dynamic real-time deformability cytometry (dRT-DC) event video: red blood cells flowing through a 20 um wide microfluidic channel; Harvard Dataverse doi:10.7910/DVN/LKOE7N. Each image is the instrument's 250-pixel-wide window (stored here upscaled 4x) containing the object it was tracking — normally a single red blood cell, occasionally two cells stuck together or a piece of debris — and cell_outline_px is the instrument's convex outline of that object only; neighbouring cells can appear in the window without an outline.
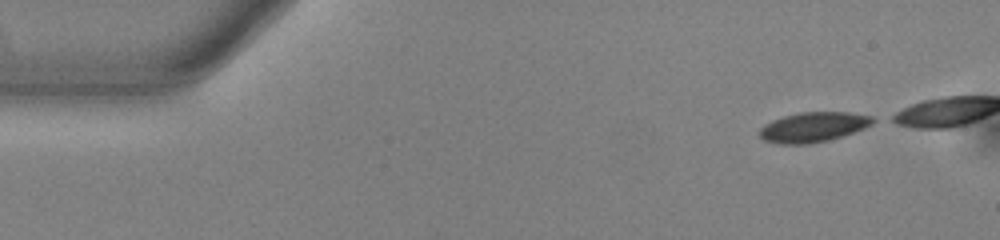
{"species": "common noctule bat (a hibernating species)", "species_latin": "Nyctalus noctula", "temperature_condition": "warm", "stored_images_in_passage": 40, "camera_frame_rate_fps": 3000, "um_per_image_px": 0.085, "animal": {"sex": "male", "body_mass_g": 13.0, "forearm_length_mm": 53.1}, "frame": {"image": 1, "passage_image": 1, "time_ms": 0.0, "image_size_px": [1000, 240], "cell_outline_px": [[880, 120], [864, 128], [828, 140], [808, 144], [780, 144], [764, 140], [760, 136], [760, 128], [764, 124], [772, 120], [784, 116], [800, 112], [848, 112], [872, 116]], "centroid_in_image_um": [69.14, 10.79], "position_along_channel_um": 15.9, "area_um2": 19.71}}
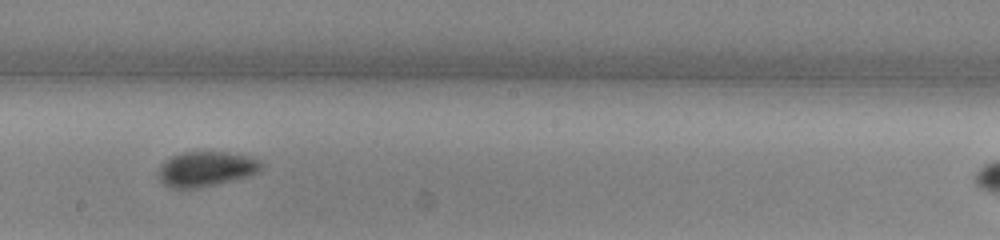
{"frame": {"image": 2, "passage_image": 26, "time_ms": 8.333, "image_size_px": [1000, 240], "cell_outline_px": [[264, 164], [256, 172], [244, 176], [216, 184], [196, 188], [172, 188], [164, 184], [160, 180], [156, 172], [160, 164], [164, 160], [172, 156], [184, 152], [228, 152], [248, 156], [260, 160]], "centroid_in_image_um": [17.44, 14.35], "position_along_channel_um": 230.8, "area_um2": 20.81}}
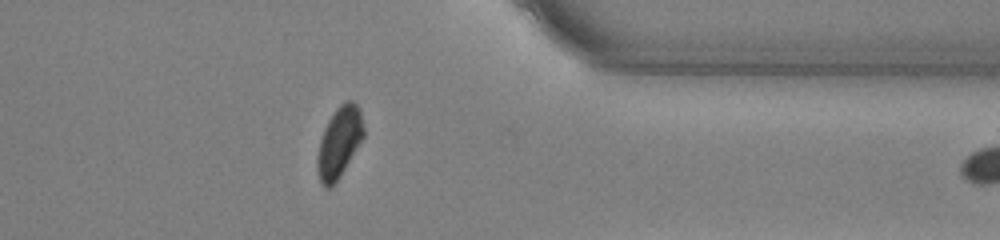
{"frame": {"image": 3, "passage_image": 39, "time_ms": 12.667, "image_size_px": [1000, 240], "cell_outline_px": [[364, 136], [340, 176], [328, 188], [320, 184], [316, 160], [320, 140], [324, 128], [328, 120], [336, 108], [344, 100], [352, 100], [360, 108], [364, 128]], "centroid_in_image_um": [28.83, 12.04], "position_along_channel_um": 382.6, "area_um2": 18.96}}